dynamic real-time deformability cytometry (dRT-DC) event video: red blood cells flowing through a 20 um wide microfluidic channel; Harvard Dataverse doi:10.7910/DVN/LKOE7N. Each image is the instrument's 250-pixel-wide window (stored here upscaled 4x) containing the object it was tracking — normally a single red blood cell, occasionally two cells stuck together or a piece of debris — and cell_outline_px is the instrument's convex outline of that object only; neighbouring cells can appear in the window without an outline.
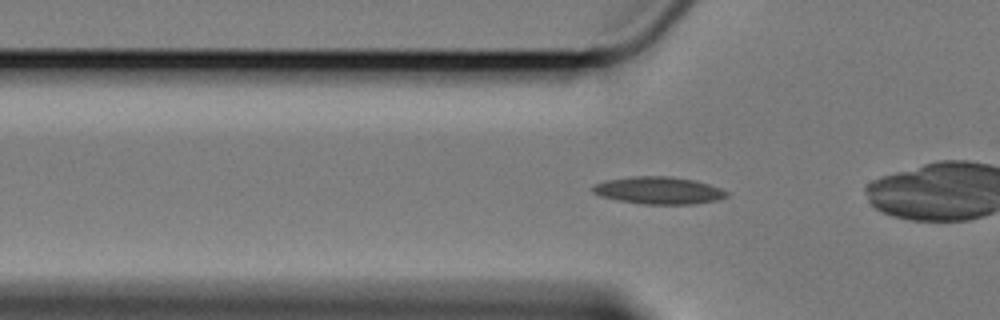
{"species": "Egyptian fruit bat (a non-hibernating species)", "species_latin": "Rousettus aegyptiacus", "temperature_condition": "cold", "stored_images_in_passage": 41, "camera_frame_rate_fps": 3000, "um_per_image_px": 0.085, "animal": {"sex": "female"}, "frame": {"image": 1, "passage_image": 6, "time_ms": 1.667, "image_size_px": [1000, 320], "cell_outline_px": [[728, 196], [720, 200], [696, 204], [644, 204], [616, 200], [600, 196], [592, 192], [592, 184], [608, 180], [632, 176], [668, 176], [692, 180], [708, 184], [720, 188], [728, 192]], "centroid_in_image_um": [55.98, 16.19], "position_along_channel_um": 69.8, "area_um2": 21.39}}
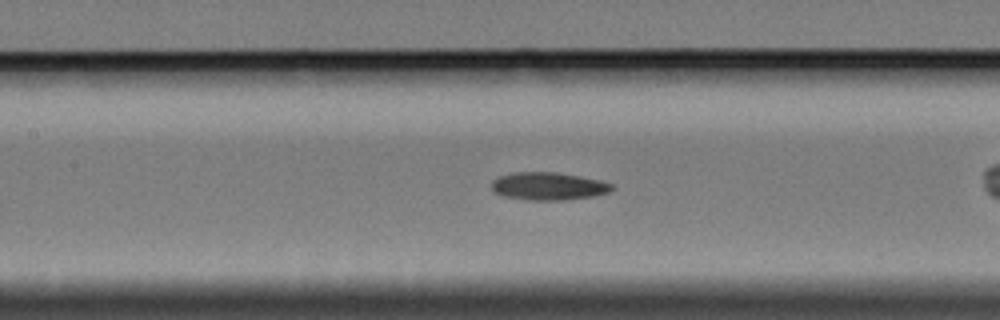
{"frame": {"image": 2, "passage_image": 14, "time_ms": 4.333, "image_size_px": [1000, 320], "cell_outline_px": [[612, 188], [608, 192], [592, 196], [564, 200], [528, 200], [500, 196], [492, 192], [492, 180], [496, 176], [512, 172], [556, 172], [580, 176], [600, 180], [612, 184]], "centroid_in_image_um": [46.52, 15.82], "position_along_channel_um": 160.9, "area_um2": 19.65}}
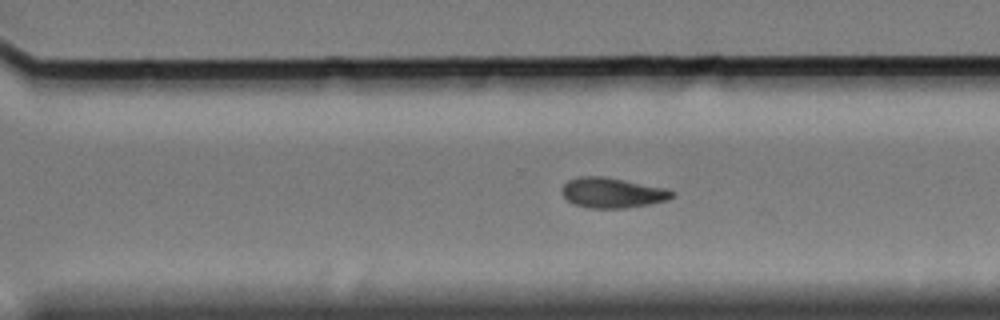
{"frame": {"image": 3, "passage_image": 28, "time_ms": 9.0, "image_size_px": [1000, 320], "cell_outline_px": [[676, 196], [668, 200], [648, 204], [624, 208], [588, 208], [572, 204], [564, 196], [564, 184], [568, 180], [580, 176], [604, 176], [668, 188], [676, 192]], "centroid_in_image_um": [52.11, 16.38], "position_along_channel_um": 318.5, "area_um2": 19.48}, "authors_computed_cell_mechanics": {"area_um2": 19.3052, "velocity_mm_per_s": 3.3922, "shape_relaxation_time_tau1_ms": null, "shape_relaxation_time_tau2_ms": 7.0731, "deformation_change_tau1": null, "deformation_change_tau2": 0.1301}}